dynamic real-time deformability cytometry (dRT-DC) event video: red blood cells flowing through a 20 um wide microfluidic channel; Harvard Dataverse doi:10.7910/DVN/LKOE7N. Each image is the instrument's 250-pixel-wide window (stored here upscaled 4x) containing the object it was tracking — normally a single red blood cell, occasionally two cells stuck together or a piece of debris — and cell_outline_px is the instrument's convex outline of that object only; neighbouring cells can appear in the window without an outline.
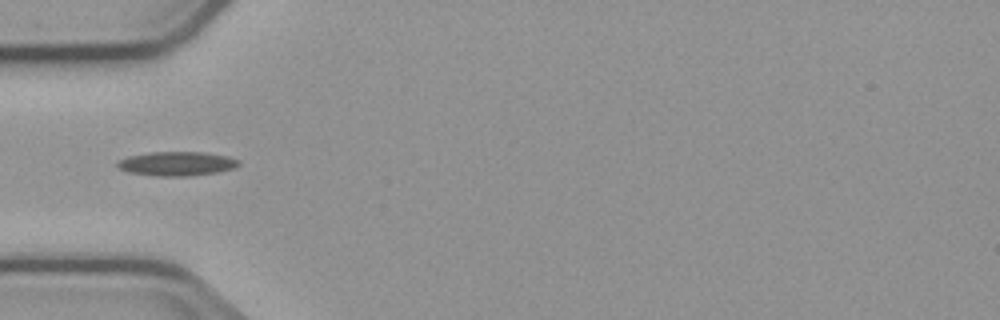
{"species": "common noctule bat (a hibernating species)", "species_latin": "Nyctalus noctula", "temperature_condition": "cold", "stored_images_in_passage": 6, "camera_frame_rate_fps": 3000, "um_per_image_px": 0.085, "animal": {"sex": "male", "body_mass_g": 23.1, "forearm_length_mm": 52.7}, "frame": {"image": 1, "passage_image": 6, "time_ms": 5.667, "image_size_px": [1000, 320], "cell_outline_px": [[240, 164], [236, 168], [216, 172], [188, 176], [156, 176], [128, 172], [120, 168], [116, 164], [120, 160], [128, 156], [152, 152], [204, 152], [228, 156], [240, 160]], "centroid_in_image_um": [15.07, 13.91], "position_along_channel_um": 69.9, "area_um2": 17.05}}